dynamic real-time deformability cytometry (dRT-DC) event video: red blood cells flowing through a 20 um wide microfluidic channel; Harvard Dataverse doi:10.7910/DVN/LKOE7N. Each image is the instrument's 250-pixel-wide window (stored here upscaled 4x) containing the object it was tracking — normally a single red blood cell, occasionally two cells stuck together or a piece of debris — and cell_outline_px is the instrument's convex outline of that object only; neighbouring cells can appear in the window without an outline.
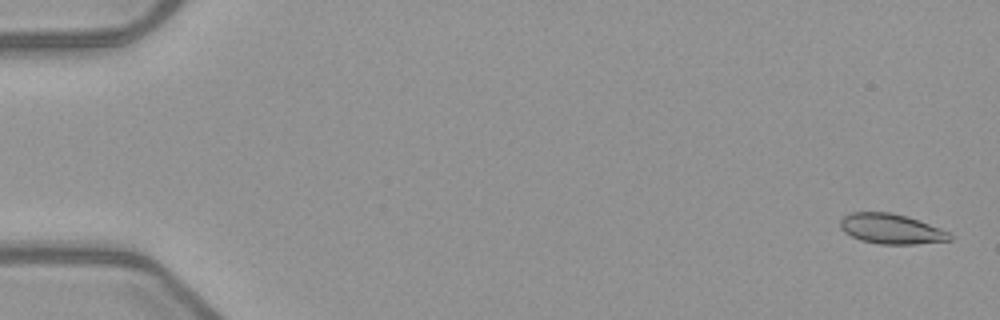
{"species": "common noctule bat (a hibernating species)", "species_latin": "Nyctalus noctula", "temperature_condition": "warm", "stored_images_in_passage": 18, "camera_frame_rate_fps": 3000, "um_per_image_px": 0.085, "animal": {"sex": "female", "body_mass_g": 21.9}, "frame": {"image": 1, "passage_image": 2, "time_ms": 0.333, "image_size_px": [1000, 320], "cell_outline_px": [[952, 240], [916, 244], [880, 244], [860, 240], [844, 232], [840, 228], [840, 220], [848, 212], [892, 212], [908, 216], [940, 228], [948, 232], [952, 236]], "centroid_in_image_um": [75.74, 19.44], "position_along_channel_um": 9.3, "area_um2": 19.31}}
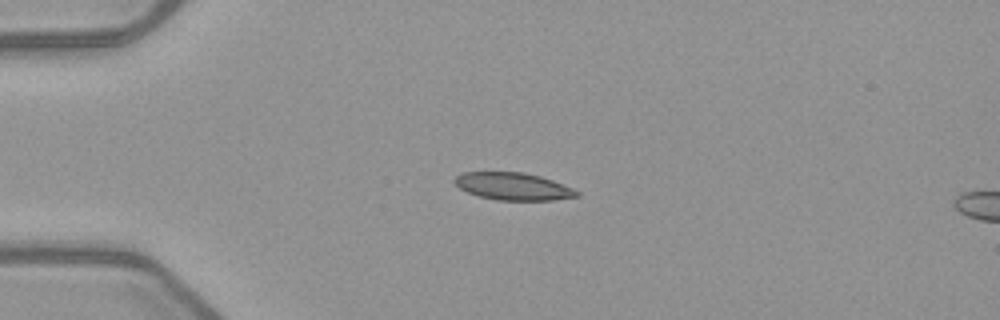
{"frame": {"image": 2, "passage_image": 14, "time_ms": 4.333, "image_size_px": [1000, 320], "cell_outline_px": [[580, 196], [556, 200], [496, 200], [480, 196], [468, 192], [460, 188], [452, 180], [456, 176], [464, 172], [524, 172], [540, 176], [552, 180], [572, 188], [580, 192]], "centroid_in_image_um": [43.64, 15.84], "position_along_channel_um": 41.4, "area_um2": 19.48}}